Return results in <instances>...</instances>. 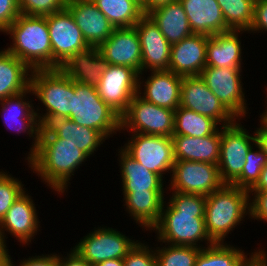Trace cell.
I'll use <instances>...</instances> for the list:
<instances>
[{"instance_id":"1","label":"cell","mask_w":267,"mask_h":266,"mask_svg":"<svg viewBox=\"0 0 267 266\" xmlns=\"http://www.w3.org/2000/svg\"><path fill=\"white\" fill-rule=\"evenodd\" d=\"M166 194L160 219L149 233L155 232L157 241L169 245L201 249L212 245L204 221L206 196L168 191Z\"/></svg>"},{"instance_id":"2","label":"cell","mask_w":267,"mask_h":266,"mask_svg":"<svg viewBox=\"0 0 267 266\" xmlns=\"http://www.w3.org/2000/svg\"><path fill=\"white\" fill-rule=\"evenodd\" d=\"M89 159L83 151L56 135H39L36 151L25 162L41 182L61 197L68 193L74 173Z\"/></svg>"},{"instance_id":"3","label":"cell","mask_w":267,"mask_h":266,"mask_svg":"<svg viewBox=\"0 0 267 266\" xmlns=\"http://www.w3.org/2000/svg\"><path fill=\"white\" fill-rule=\"evenodd\" d=\"M1 34L9 35L5 49L31 70L52 69V49L46 16L20 14Z\"/></svg>"},{"instance_id":"4","label":"cell","mask_w":267,"mask_h":266,"mask_svg":"<svg viewBox=\"0 0 267 266\" xmlns=\"http://www.w3.org/2000/svg\"><path fill=\"white\" fill-rule=\"evenodd\" d=\"M249 216V191L246 189L224 184L206 196L205 229L213 243H226L228 235Z\"/></svg>"},{"instance_id":"5","label":"cell","mask_w":267,"mask_h":266,"mask_svg":"<svg viewBox=\"0 0 267 266\" xmlns=\"http://www.w3.org/2000/svg\"><path fill=\"white\" fill-rule=\"evenodd\" d=\"M30 87L34 99L39 100L38 104L43 106L41 109L39 105H35L36 116L41 127L52 118L72 117L74 81L60 68L32 70Z\"/></svg>"},{"instance_id":"6","label":"cell","mask_w":267,"mask_h":266,"mask_svg":"<svg viewBox=\"0 0 267 266\" xmlns=\"http://www.w3.org/2000/svg\"><path fill=\"white\" fill-rule=\"evenodd\" d=\"M72 119L76 124L99 131L107 140L120 131V115L99 96L97 86L74 81Z\"/></svg>"},{"instance_id":"7","label":"cell","mask_w":267,"mask_h":266,"mask_svg":"<svg viewBox=\"0 0 267 266\" xmlns=\"http://www.w3.org/2000/svg\"><path fill=\"white\" fill-rule=\"evenodd\" d=\"M131 237L116 228L98 225L71 249L90 265L95 266L105 260L124 259L139 241Z\"/></svg>"},{"instance_id":"8","label":"cell","mask_w":267,"mask_h":266,"mask_svg":"<svg viewBox=\"0 0 267 266\" xmlns=\"http://www.w3.org/2000/svg\"><path fill=\"white\" fill-rule=\"evenodd\" d=\"M174 122L173 110L147 102L136 94L120 116V131L172 137Z\"/></svg>"},{"instance_id":"9","label":"cell","mask_w":267,"mask_h":266,"mask_svg":"<svg viewBox=\"0 0 267 266\" xmlns=\"http://www.w3.org/2000/svg\"><path fill=\"white\" fill-rule=\"evenodd\" d=\"M128 136L121 148L165 181V175H171L175 163L172 138L139 133H129Z\"/></svg>"},{"instance_id":"10","label":"cell","mask_w":267,"mask_h":266,"mask_svg":"<svg viewBox=\"0 0 267 266\" xmlns=\"http://www.w3.org/2000/svg\"><path fill=\"white\" fill-rule=\"evenodd\" d=\"M221 127V146L218 170L224 184H232L243 170L245 159L250 148L255 145L254 132L249 133L241 121Z\"/></svg>"},{"instance_id":"11","label":"cell","mask_w":267,"mask_h":266,"mask_svg":"<svg viewBox=\"0 0 267 266\" xmlns=\"http://www.w3.org/2000/svg\"><path fill=\"white\" fill-rule=\"evenodd\" d=\"M242 73V68L206 66L199 76L221 103L243 121L249 114V104L245 99Z\"/></svg>"},{"instance_id":"12","label":"cell","mask_w":267,"mask_h":266,"mask_svg":"<svg viewBox=\"0 0 267 266\" xmlns=\"http://www.w3.org/2000/svg\"><path fill=\"white\" fill-rule=\"evenodd\" d=\"M167 191L207 196L219 190L221 181L218 165L208 162L175 161Z\"/></svg>"},{"instance_id":"13","label":"cell","mask_w":267,"mask_h":266,"mask_svg":"<svg viewBox=\"0 0 267 266\" xmlns=\"http://www.w3.org/2000/svg\"><path fill=\"white\" fill-rule=\"evenodd\" d=\"M30 95L31 97L34 96L31 87L0 101V115L3 118L2 121L5 124L6 130H13L18 136L22 133L25 135L26 133V137L32 140L29 152L25 154L24 161L36 151L41 128L36 116L35 104L33 103L35 100Z\"/></svg>"},{"instance_id":"14","label":"cell","mask_w":267,"mask_h":266,"mask_svg":"<svg viewBox=\"0 0 267 266\" xmlns=\"http://www.w3.org/2000/svg\"><path fill=\"white\" fill-rule=\"evenodd\" d=\"M46 19L52 49V69L59 68L76 52L90 47L67 8L46 15Z\"/></svg>"},{"instance_id":"15","label":"cell","mask_w":267,"mask_h":266,"mask_svg":"<svg viewBox=\"0 0 267 266\" xmlns=\"http://www.w3.org/2000/svg\"><path fill=\"white\" fill-rule=\"evenodd\" d=\"M27 191L28 189L12 204L0 221V237L7 243V234H10L18 240L16 242H20L21 247L32 244L42 227L35 200Z\"/></svg>"},{"instance_id":"16","label":"cell","mask_w":267,"mask_h":266,"mask_svg":"<svg viewBox=\"0 0 267 266\" xmlns=\"http://www.w3.org/2000/svg\"><path fill=\"white\" fill-rule=\"evenodd\" d=\"M180 106L212 118L221 127L233 124L237 120L200 76L182 77Z\"/></svg>"},{"instance_id":"17","label":"cell","mask_w":267,"mask_h":266,"mask_svg":"<svg viewBox=\"0 0 267 266\" xmlns=\"http://www.w3.org/2000/svg\"><path fill=\"white\" fill-rule=\"evenodd\" d=\"M138 76L130 67L107 64L97 85L99 96L120 116L138 93Z\"/></svg>"},{"instance_id":"18","label":"cell","mask_w":267,"mask_h":266,"mask_svg":"<svg viewBox=\"0 0 267 266\" xmlns=\"http://www.w3.org/2000/svg\"><path fill=\"white\" fill-rule=\"evenodd\" d=\"M141 45V73L169 70L171 44L154 21L145 14L136 24Z\"/></svg>"},{"instance_id":"19","label":"cell","mask_w":267,"mask_h":266,"mask_svg":"<svg viewBox=\"0 0 267 266\" xmlns=\"http://www.w3.org/2000/svg\"><path fill=\"white\" fill-rule=\"evenodd\" d=\"M107 64L127 66L141 73V45L135 26L115 28L99 47Z\"/></svg>"},{"instance_id":"20","label":"cell","mask_w":267,"mask_h":266,"mask_svg":"<svg viewBox=\"0 0 267 266\" xmlns=\"http://www.w3.org/2000/svg\"><path fill=\"white\" fill-rule=\"evenodd\" d=\"M138 76V95L147 102L175 111L180 106L182 76L170 70L148 71ZM144 87V88H143Z\"/></svg>"},{"instance_id":"21","label":"cell","mask_w":267,"mask_h":266,"mask_svg":"<svg viewBox=\"0 0 267 266\" xmlns=\"http://www.w3.org/2000/svg\"><path fill=\"white\" fill-rule=\"evenodd\" d=\"M66 8L90 47H99L115 29L92 0H67Z\"/></svg>"},{"instance_id":"22","label":"cell","mask_w":267,"mask_h":266,"mask_svg":"<svg viewBox=\"0 0 267 266\" xmlns=\"http://www.w3.org/2000/svg\"><path fill=\"white\" fill-rule=\"evenodd\" d=\"M207 35L192 34L171 45L169 70L182 77L199 76L206 67Z\"/></svg>"},{"instance_id":"23","label":"cell","mask_w":267,"mask_h":266,"mask_svg":"<svg viewBox=\"0 0 267 266\" xmlns=\"http://www.w3.org/2000/svg\"><path fill=\"white\" fill-rule=\"evenodd\" d=\"M261 244L247 253L230 242L213 243L201 249L194 266H259L267 258V250Z\"/></svg>"},{"instance_id":"24","label":"cell","mask_w":267,"mask_h":266,"mask_svg":"<svg viewBox=\"0 0 267 266\" xmlns=\"http://www.w3.org/2000/svg\"><path fill=\"white\" fill-rule=\"evenodd\" d=\"M39 135H56L83 151L89 158L107 140L99 131L76 124L70 118H52L40 128Z\"/></svg>"},{"instance_id":"25","label":"cell","mask_w":267,"mask_h":266,"mask_svg":"<svg viewBox=\"0 0 267 266\" xmlns=\"http://www.w3.org/2000/svg\"><path fill=\"white\" fill-rule=\"evenodd\" d=\"M120 148V149H119ZM122 192H166L167 186L158 174L151 172L128 155L120 146L117 148ZM165 182V183H164ZM165 184V185H164ZM166 186V187H165Z\"/></svg>"},{"instance_id":"26","label":"cell","mask_w":267,"mask_h":266,"mask_svg":"<svg viewBox=\"0 0 267 266\" xmlns=\"http://www.w3.org/2000/svg\"><path fill=\"white\" fill-rule=\"evenodd\" d=\"M247 31H227L208 37L206 46V66L243 68V46L240 35ZM240 34V35H239Z\"/></svg>"},{"instance_id":"27","label":"cell","mask_w":267,"mask_h":266,"mask_svg":"<svg viewBox=\"0 0 267 266\" xmlns=\"http://www.w3.org/2000/svg\"><path fill=\"white\" fill-rule=\"evenodd\" d=\"M175 161L208 162L217 165L220 156L221 127L206 137L172 136Z\"/></svg>"},{"instance_id":"28","label":"cell","mask_w":267,"mask_h":266,"mask_svg":"<svg viewBox=\"0 0 267 266\" xmlns=\"http://www.w3.org/2000/svg\"><path fill=\"white\" fill-rule=\"evenodd\" d=\"M123 207L130 220L144 231L150 229L159 221L166 192H122ZM126 206V207H125ZM146 229V230H145Z\"/></svg>"},{"instance_id":"29","label":"cell","mask_w":267,"mask_h":266,"mask_svg":"<svg viewBox=\"0 0 267 266\" xmlns=\"http://www.w3.org/2000/svg\"><path fill=\"white\" fill-rule=\"evenodd\" d=\"M194 34L213 36L226 32V23L217 0H179Z\"/></svg>"},{"instance_id":"30","label":"cell","mask_w":267,"mask_h":266,"mask_svg":"<svg viewBox=\"0 0 267 266\" xmlns=\"http://www.w3.org/2000/svg\"><path fill=\"white\" fill-rule=\"evenodd\" d=\"M106 66L98 47H88L73 54L59 68L75 82L97 86Z\"/></svg>"},{"instance_id":"31","label":"cell","mask_w":267,"mask_h":266,"mask_svg":"<svg viewBox=\"0 0 267 266\" xmlns=\"http://www.w3.org/2000/svg\"><path fill=\"white\" fill-rule=\"evenodd\" d=\"M172 45L193 34L184 7L179 0L153 8L146 13Z\"/></svg>"},{"instance_id":"32","label":"cell","mask_w":267,"mask_h":266,"mask_svg":"<svg viewBox=\"0 0 267 266\" xmlns=\"http://www.w3.org/2000/svg\"><path fill=\"white\" fill-rule=\"evenodd\" d=\"M32 70L5 48L0 49V101L30 87Z\"/></svg>"},{"instance_id":"33","label":"cell","mask_w":267,"mask_h":266,"mask_svg":"<svg viewBox=\"0 0 267 266\" xmlns=\"http://www.w3.org/2000/svg\"><path fill=\"white\" fill-rule=\"evenodd\" d=\"M174 119L173 136L206 137L221 127L212 118L181 106L174 111Z\"/></svg>"},{"instance_id":"34","label":"cell","mask_w":267,"mask_h":266,"mask_svg":"<svg viewBox=\"0 0 267 266\" xmlns=\"http://www.w3.org/2000/svg\"><path fill=\"white\" fill-rule=\"evenodd\" d=\"M115 28L132 27L145 15L135 0H92Z\"/></svg>"},{"instance_id":"35","label":"cell","mask_w":267,"mask_h":266,"mask_svg":"<svg viewBox=\"0 0 267 266\" xmlns=\"http://www.w3.org/2000/svg\"><path fill=\"white\" fill-rule=\"evenodd\" d=\"M226 23V32H249L254 19L255 0H217Z\"/></svg>"},{"instance_id":"36","label":"cell","mask_w":267,"mask_h":266,"mask_svg":"<svg viewBox=\"0 0 267 266\" xmlns=\"http://www.w3.org/2000/svg\"><path fill=\"white\" fill-rule=\"evenodd\" d=\"M157 243V247L154 245L157 266H194L201 251L199 247L169 245L159 241Z\"/></svg>"},{"instance_id":"37","label":"cell","mask_w":267,"mask_h":266,"mask_svg":"<svg viewBox=\"0 0 267 266\" xmlns=\"http://www.w3.org/2000/svg\"><path fill=\"white\" fill-rule=\"evenodd\" d=\"M266 164L267 157L255 143L246 155L241 175L231 185L249 191L259 180L260 173Z\"/></svg>"},{"instance_id":"38","label":"cell","mask_w":267,"mask_h":266,"mask_svg":"<svg viewBox=\"0 0 267 266\" xmlns=\"http://www.w3.org/2000/svg\"><path fill=\"white\" fill-rule=\"evenodd\" d=\"M0 169V221L12 204L26 191L21 179ZM10 173V174H9Z\"/></svg>"},{"instance_id":"39","label":"cell","mask_w":267,"mask_h":266,"mask_svg":"<svg viewBox=\"0 0 267 266\" xmlns=\"http://www.w3.org/2000/svg\"><path fill=\"white\" fill-rule=\"evenodd\" d=\"M67 0H18L21 14L46 16L66 8Z\"/></svg>"},{"instance_id":"40","label":"cell","mask_w":267,"mask_h":266,"mask_svg":"<svg viewBox=\"0 0 267 266\" xmlns=\"http://www.w3.org/2000/svg\"><path fill=\"white\" fill-rule=\"evenodd\" d=\"M145 241L139 240L129 251L123 259L124 266H157L154 246Z\"/></svg>"},{"instance_id":"41","label":"cell","mask_w":267,"mask_h":266,"mask_svg":"<svg viewBox=\"0 0 267 266\" xmlns=\"http://www.w3.org/2000/svg\"><path fill=\"white\" fill-rule=\"evenodd\" d=\"M249 206L252 221L267 223V191L249 192Z\"/></svg>"},{"instance_id":"42","label":"cell","mask_w":267,"mask_h":266,"mask_svg":"<svg viewBox=\"0 0 267 266\" xmlns=\"http://www.w3.org/2000/svg\"><path fill=\"white\" fill-rule=\"evenodd\" d=\"M20 14L18 0H0V33H3Z\"/></svg>"},{"instance_id":"43","label":"cell","mask_w":267,"mask_h":266,"mask_svg":"<svg viewBox=\"0 0 267 266\" xmlns=\"http://www.w3.org/2000/svg\"><path fill=\"white\" fill-rule=\"evenodd\" d=\"M267 32V0H255L254 3V19L248 33Z\"/></svg>"},{"instance_id":"44","label":"cell","mask_w":267,"mask_h":266,"mask_svg":"<svg viewBox=\"0 0 267 266\" xmlns=\"http://www.w3.org/2000/svg\"><path fill=\"white\" fill-rule=\"evenodd\" d=\"M18 264H14V260H12L11 254L9 258V263L11 266H58V254L56 252L48 253V254H37L34 256H29L28 258H24Z\"/></svg>"},{"instance_id":"45","label":"cell","mask_w":267,"mask_h":266,"mask_svg":"<svg viewBox=\"0 0 267 266\" xmlns=\"http://www.w3.org/2000/svg\"><path fill=\"white\" fill-rule=\"evenodd\" d=\"M65 255L63 256L61 252L58 253V266H92L72 249L65 253Z\"/></svg>"},{"instance_id":"46","label":"cell","mask_w":267,"mask_h":266,"mask_svg":"<svg viewBox=\"0 0 267 266\" xmlns=\"http://www.w3.org/2000/svg\"><path fill=\"white\" fill-rule=\"evenodd\" d=\"M259 120V127L255 128L254 134L256 139V144L264 152L267 157V125L261 120Z\"/></svg>"},{"instance_id":"47","label":"cell","mask_w":267,"mask_h":266,"mask_svg":"<svg viewBox=\"0 0 267 266\" xmlns=\"http://www.w3.org/2000/svg\"><path fill=\"white\" fill-rule=\"evenodd\" d=\"M261 191H267V164L264 165V168L260 173L259 180L249 190V192H261Z\"/></svg>"},{"instance_id":"48","label":"cell","mask_w":267,"mask_h":266,"mask_svg":"<svg viewBox=\"0 0 267 266\" xmlns=\"http://www.w3.org/2000/svg\"><path fill=\"white\" fill-rule=\"evenodd\" d=\"M7 243L0 237V266H6L9 263L10 252Z\"/></svg>"},{"instance_id":"49","label":"cell","mask_w":267,"mask_h":266,"mask_svg":"<svg viewBox=\"0 0 267 266\" xmlns=\"http://www.w3.org/2000/svg\"><path fill=\"white\" fill-rule=\"evenodd\" d=\"M175 0H145V4L142 6L143 12L146 14L153 8H156L160 5L167 4L169 2H173Z\"/></svg>"},{"instance_id":"50","label":"cell","mask_w":267,"mask_h":266,"mask_svg":"<svg viewBox=\"0 0 267 266\" xmlns=\"http://www.w3.org/2000/svg\"><path fill=\"white\" fill-rule=\"evenodd\" d=\"M95 266H124V261L123 259H110L98 263Z\"/></svg>"},{"instance_id":"51","label":"cell","mask_w":267,"mask_h":266,"mask_svg":"<svg viewBox=\"0 0 267 266\" xmlns=\"http://www.w3.org/2000/svg\"><path fill=\"white\" fill-rule=\"evenodd\" d=\"M266 101L264 102L266 105L264 106H267V99H265ZM261 115L258 116L266 125H267V107L265 108V110H263L262 113H260Z\"/></svg>"},{"instance_id":"52","label":"cell","mask_w":267,"mask_h":266,"mask_svg":"<svg viewBox=\"0 0 267 266\" xmlns=\"http://www.w3.org/2000/svg\"><path fill=\"white\" fill-rule=\"evenodd\" d=\"M138 4L143 6L145 4V0H135Z\"/></svg>"},{"instance_id":"53","label":"cell","mask_w":267,"mask_h":266,"mask_svg":"<svg viewBox=\"0 0 267 266\" xmlns=\"http://www.w3.org/2000/svg\"><path fill=\"white\" fill-rule=\"evenodd\" d=\"M259 266H267V258Z\"/></svg>"}]
</instances>
